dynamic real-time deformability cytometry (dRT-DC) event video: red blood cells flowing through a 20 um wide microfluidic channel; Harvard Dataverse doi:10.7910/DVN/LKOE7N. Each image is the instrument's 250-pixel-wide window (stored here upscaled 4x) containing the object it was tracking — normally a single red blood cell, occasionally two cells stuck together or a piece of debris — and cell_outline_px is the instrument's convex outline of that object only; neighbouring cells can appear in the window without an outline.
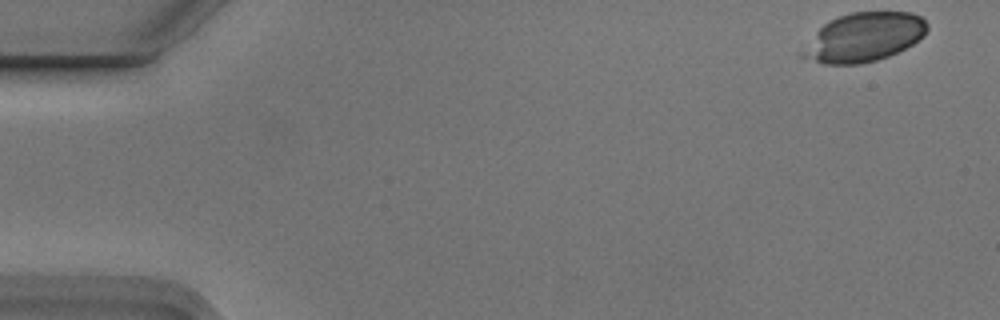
{"species": "Egyptian fruit bat (a non-hibernating species)", "species_latin": "Rousettus aegyptiacus", "temperature_condition": "cold", "stored_images_in_passage": 6, "camera_frame_rate_fps": 3000, "um_per_image_px": 0.085, "animal": {"sex": "male"}, "frame": {"image": 1, "passage_image": 1, "time_ms": 0.0, "image_size_px": [1000, 320], "cell_outline_px": [[928, 28], [924, 36], [912, 44], [888, 56], [876, 60], [860, 64], [824, 64], [796, 56], [816, 32], [828, 20], [852, 12], [912, 12], [920, 16], [928, 24]], "centroid_in_image_um": [73.41, 3.17], "position_along_channel_um": 11.6, "area_um2": 35.49}}